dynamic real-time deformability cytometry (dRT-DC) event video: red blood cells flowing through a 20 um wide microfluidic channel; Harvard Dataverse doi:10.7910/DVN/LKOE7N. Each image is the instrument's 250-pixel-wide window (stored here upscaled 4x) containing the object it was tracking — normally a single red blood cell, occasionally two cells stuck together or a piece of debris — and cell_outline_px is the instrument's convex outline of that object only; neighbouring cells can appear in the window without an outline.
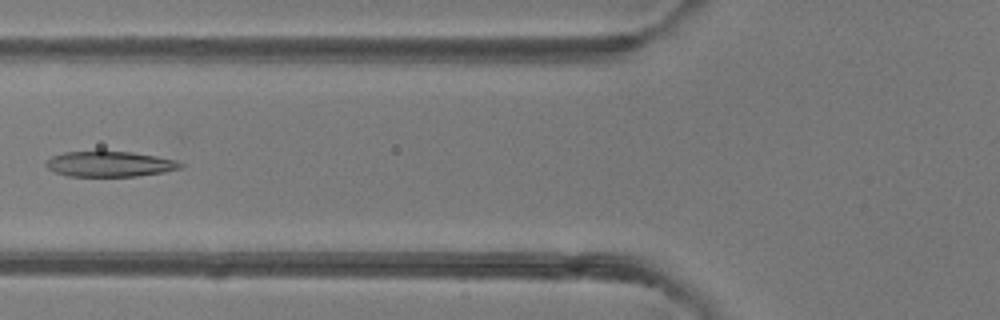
{"species": "common noctule bat (a hibernating species)", "species_latin": "Nyctalus noctula", "temperature_condition": "room temperature", "stored_images_in_passage": 6, "camera_frame_rate_fps": 3000, "um_per_image_px": 0.085, "animal": {"sex": "female"}, "frame": {"image": 1, "passage_image": 4, "time_ms": 4.667, "image_size_px": [1000, 320], "cell_outline_px": [[184, 164], [180, 168], [164, 172], [136, 176], [68, 176], [56, 172], [48, 168], [44, 164], [52, 156], [64, 152], [100, 148], [132, 152], [156, 156], [176, 160]], "centroid_in_image_um": [9.29, 13.89], "position_along_channel_um": 116.5, "area_um2": 20.63}}
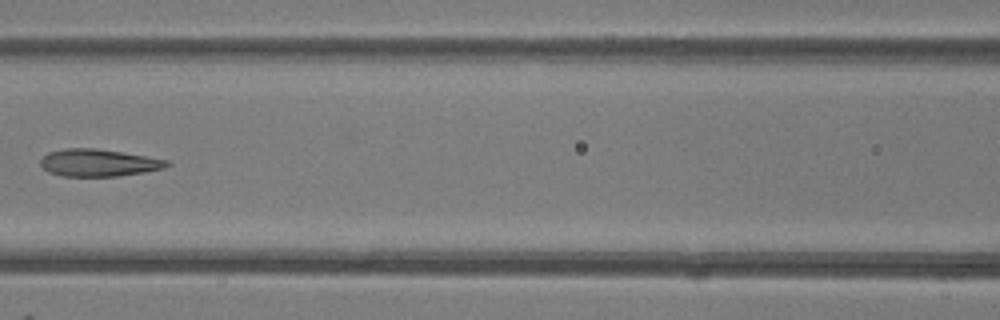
{"frame": {"image": 2, "passage_image": 5, "time_ms": 5.667, "image_size_px": [1000, 320], "cell_outline_px": [[172, 164], [164, 168], [144, 172], [116, 176], [64, 176], [48, 172], [40, 164], [40, 160], [48, 152], [64, 148], [92, 148], [120, 152], [172, 160]], "centroid_in_image_um": [8.4, 13.83], "position_along_channel_um": 158.2, "area_um2": 20.06}}
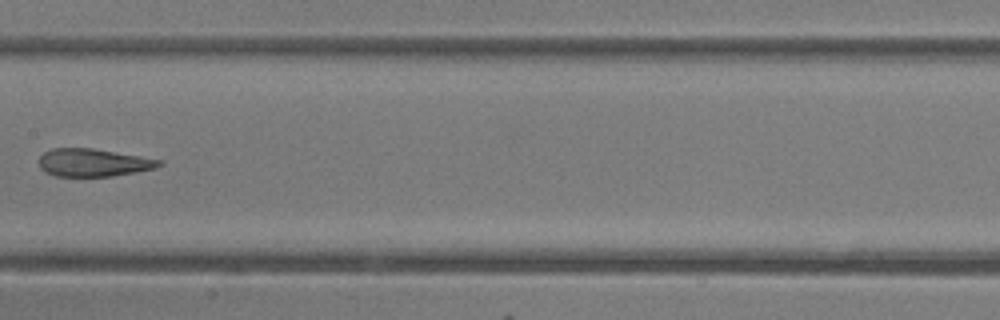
{"frame": {"image": 3, "passage_image": 6, "time_ms": 6.667, "image_size_px": [1000, 320], "cell_outline_px": [[164, 164], [156, 168], [136, 172], [112, 176], [56, 176], [44, 172], [40, 168], [40, 156], [44, 152], [52, 148], [92, 148], [164, 160]], "centroid_in_image_um": [7.96, 13.82], "position_along_channel_um": 199.4, "area_um2": 19.54}}